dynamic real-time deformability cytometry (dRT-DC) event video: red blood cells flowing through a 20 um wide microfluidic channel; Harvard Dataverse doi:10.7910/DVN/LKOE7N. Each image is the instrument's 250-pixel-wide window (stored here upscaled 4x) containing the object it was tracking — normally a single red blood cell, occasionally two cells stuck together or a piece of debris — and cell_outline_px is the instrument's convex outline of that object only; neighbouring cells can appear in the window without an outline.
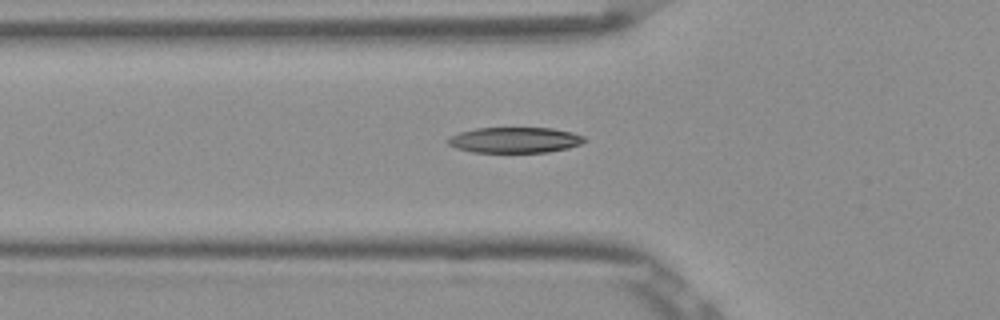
{"species": "Egyptian fruit bat (a non-hibernating species)", "species_latin": "Rousettus aegyptiacus", "temperature_condition": "room temperature", "stored_images_in_passage": 8, "camera_frame_rate_fps": 3000, "um_per_image_px": 0.085, "frame": {"image": 1, "passage_image": 4, "time_ms": 1.0, "image_size_px": [1000, 320], "cell_outline_px": [[584, 140], [580, 144], [568, 148], [548, 152], [472, 152], [456, 148], [448, 144], [448, 136], [460, 132], [476, 128], [552, 128], [572, 132], [584, 136]], "centroid_in_image_um": [43.73, 11.9], "position_along_channel_um": 82.1, "area_um2": 20.35}}
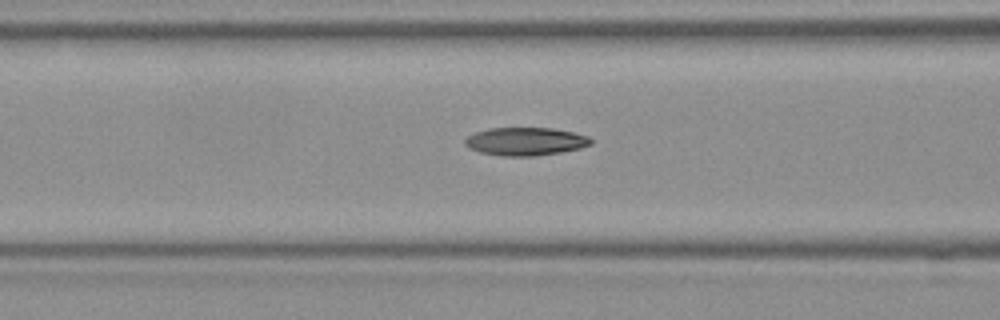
{"frame": {"image": 2, "passage_image": 7, "time_ms": 2.0, "image_size_px": [1000, 320], "cell_outline_px": [[592, 144], [580, 148], [560, 152], [532, 156], [504, 156], [480, 152], [468, 148], [464, 144], [464, 140], [468, 136], [476, 132], [488, 128], [552, 128], [576, 132], [588, 136], [592, 140]], "centroid_in_image_um": [44.67, 12.01], "position_along_channel_um": 121.9, "area_um2": 20.63}}